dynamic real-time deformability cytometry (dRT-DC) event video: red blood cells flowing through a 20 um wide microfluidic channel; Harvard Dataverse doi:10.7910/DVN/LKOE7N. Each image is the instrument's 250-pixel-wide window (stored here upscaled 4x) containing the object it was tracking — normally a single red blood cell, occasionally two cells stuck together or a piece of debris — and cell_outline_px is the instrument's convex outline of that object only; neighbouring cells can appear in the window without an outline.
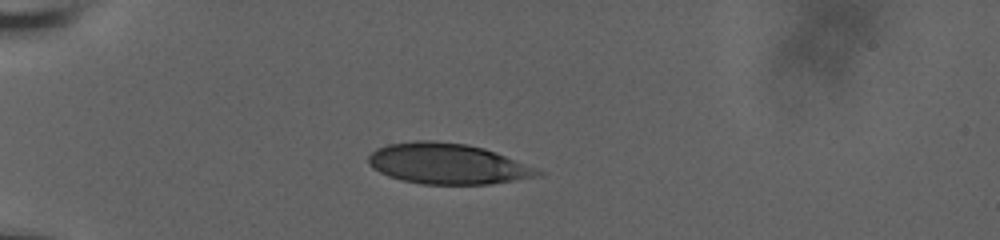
{"species": "human", "species_latin": "Homo sapiens", "temperature_condition": "room temperature", "stored_images_in_passage": 17, "camera_frame_rate_fps": 3000, "um_per_image_px": 0.085, "donor": {"sex": "male"}, "frame": {"image": 1, "passage_image": 1, "time_ms": 0.0, "image_size_px": [1000, 240], "cell_outline_px": [[544, 172], [540, 176], [488, 184], [420, 184], [400, 180], [388, 176], [372, 168], [368, 164], [368, 156], [376, 148], [388, 144], [416, 140], [428, 140], [468, 144], [484, 148], [496, 152]], "centroid_in_image_um": [37.98, 13.92], "position_along_channel_um": 47.0, "area_um2": 40.06}}
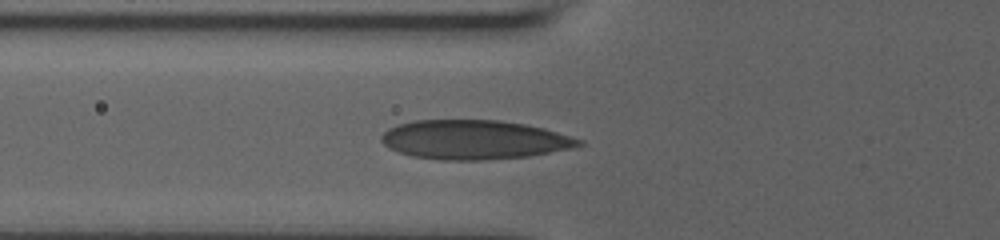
{"frame": {"image": 2, "passage_image": 9, "time_ms": 2.0, "image_size_px": [1000, 240], "cell_outline_px": [[584, 144], [572, 148], [528, 156], [484, 160], [440, 160], [412, 156], [388, 148], [380, 140], [380, 136], [388, 128], [412, 120], [500, 120], [524, 124], [544, 128], [584, 140]], "centroid_in_image_um": [40.29, 11.87], "position_along_channel_um": 85.5, "area_um2": 45.2}}
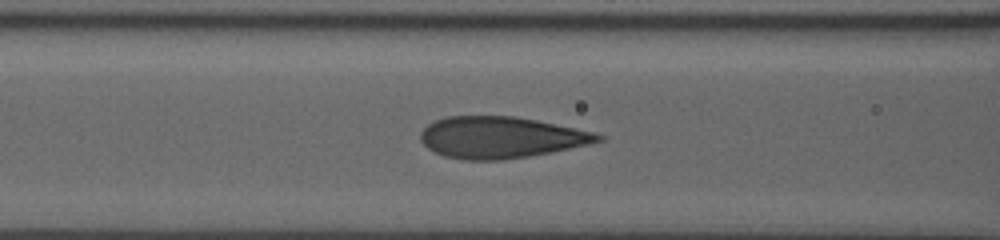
{"frame": {"image": 3, "passage_image": 16, "time_ms": 3.0, "image_size_px": [1000, 240], "cell_outline_px": [[604, 140], [588, 144], [552, 152], [504, 160], [464, 160], [444, 156], [428, 148], [420, 140], [420, 132], [428, 124], [444, 116], [516, 116], [596, 132], [604, 136]], "centroid_in_image_um": [42.56, 11.68], "position_along_channel_um": 124.0, "area_um2": 42.95}}